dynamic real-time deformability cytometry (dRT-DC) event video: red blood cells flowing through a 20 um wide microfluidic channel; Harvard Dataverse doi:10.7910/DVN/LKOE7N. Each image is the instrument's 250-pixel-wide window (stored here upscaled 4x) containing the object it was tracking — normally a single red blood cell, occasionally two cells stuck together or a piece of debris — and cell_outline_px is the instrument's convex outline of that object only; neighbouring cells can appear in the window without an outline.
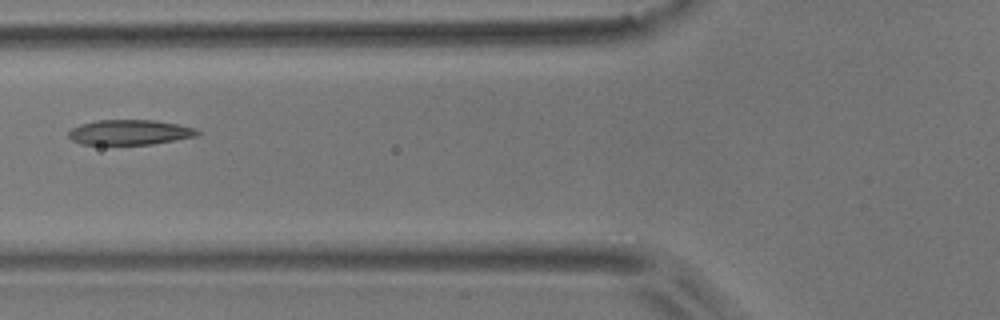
{"species": "common noctule bat (a hibernating species)", "species_latin": "Nyctalus noctula", "temperature_condition": "room temperature", "stored_images_in_passage": 3, "camera_frame_rate_fps": 3000, "um_per_image_px": 0.085, "animal": {"sex": "male", "body_mass_g": 17.9}, "frame": {"image": 1, "passage_image": 2, "time_ms": 0.333, "image_size_px": [1000, 320], "cell_outline_px": [[200, 136], [152, 144], [80, 144], [72, 140], [68, 136], [68, 132], [72, 128], [80, 124], [96, 120], [156, 120], [180, 124], [196, 128], [200, 132]], "centroid_in_image_um": [11.07, 11.24], "position_along_channel_um": 114.7, "area_um2": 19.02}}
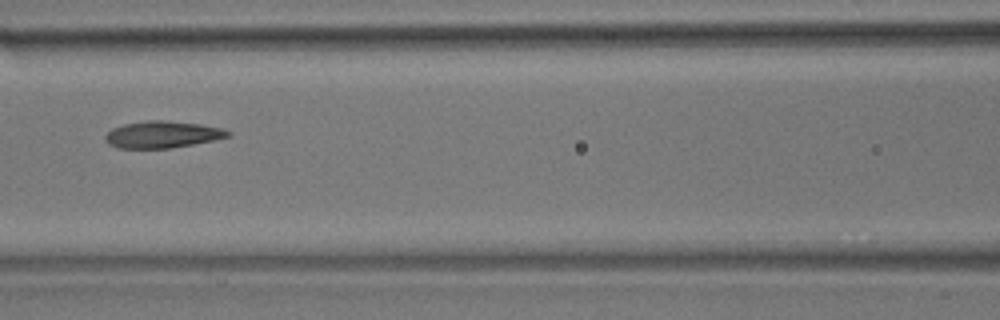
{"frame": {"image": 2, "passage_image": 3, "time_ms": 0.667, "image_size_px": [1000, 320], "cell_outline_px": [[232, 136], [192, 144], [168, 148], [116, 148], [108, 144], [104, 140], [104, 136], [112, 128], [124, 124], [148, 120], [164, 120], [200, 124], [224, 128], [232, 132]], "centroid_in_image_um": [13.8, 11.43], "position_along_channel_um": 152.8, "area_um2": 19.25}}